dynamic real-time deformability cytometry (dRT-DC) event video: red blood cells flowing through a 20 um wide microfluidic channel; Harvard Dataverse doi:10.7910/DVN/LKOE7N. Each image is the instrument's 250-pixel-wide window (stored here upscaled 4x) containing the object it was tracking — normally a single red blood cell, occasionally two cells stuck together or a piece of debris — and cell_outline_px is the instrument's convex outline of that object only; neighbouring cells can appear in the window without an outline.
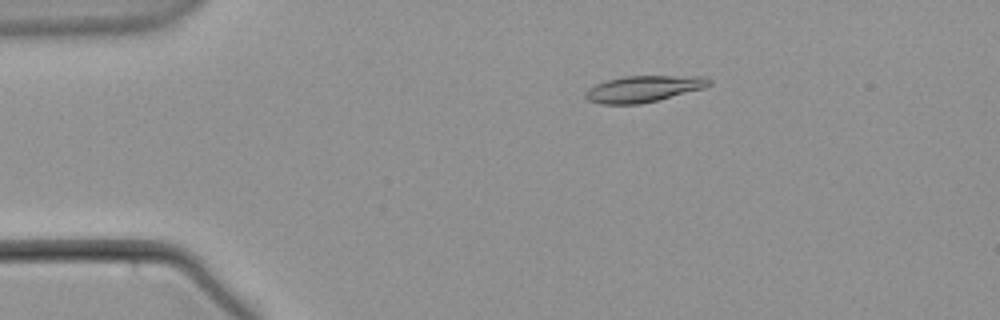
{"species": "common noctule bat (a hibernating species)", "species_latin": "Nyctalus noctula", "temperature_condition": "warm", "stored_images_in_passage": 53, "camera_frame_rate_fps": 3000, "um_per_image_px": 0.085, "animal": {"sex": "male", "body_mass_g": 21.5, "forearm_length_mm": 52.0}, "frame": {"image": 1, "passage_image": 7, "time_ms": 2.0, "image_size_px": [1000, 320], "cell_outline_px": [[712, 84], [704, 88], [640, 104], [604, 104], [588, 100], [584, 96], [588, 88], [604, 80], [624, 76], [704, 76], [712, 80]], "centroid_in_image_um": [54.7, 7.54], "position_along_channel_um": 30.3, "area_um2": 18.96}}
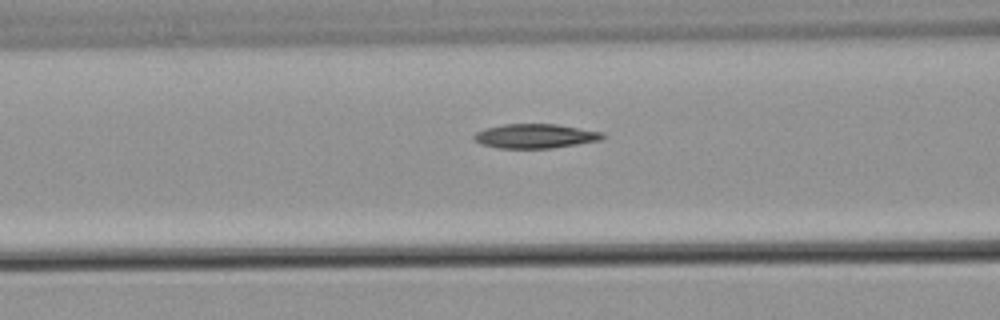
{"frame": {"image": 2, "passage_image": 19, "time_ms": 6.0, "image_size_px": [1000, 320], "cell_outline_px": [[604, 136], [600, 140], [552, 148], [496, 148], [480, 144], [472, 140], [472, 136], [476, 132], [484, 128], [504, 124], [556, 124], [604, 132]], "centroid_in_image_um": [45.43, 11.56], "position_along_channel_um": 121.2, "area_um2": 18.32}}
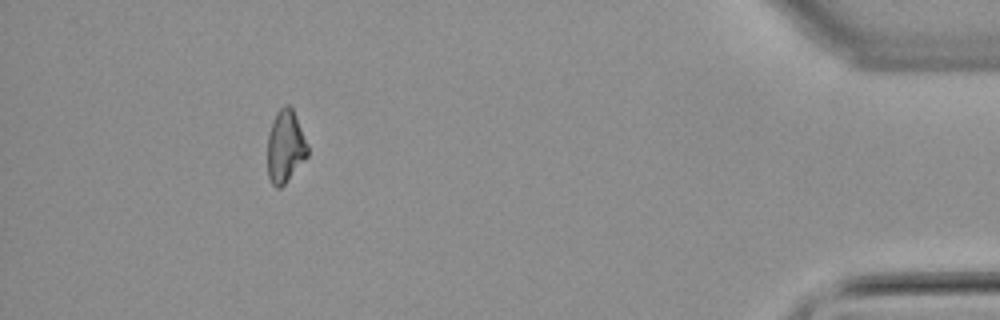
{"frame": {"image": 3, "passage_image": 48, "time_ms": 15.667, "image_size_px": [1000, 320], "cell_outline_px": [[308, 156], [284, 184], [280, 188], [276, 188], [272, 184], [268, 176], [268, 136], [276, 112], [284, 104], [288, 104], [292, 108], [308, 144]], "centroid_in_image_um": [24.26, 12.45], "position_along_channel_um": 410.9, "area_um2": 16.82}}